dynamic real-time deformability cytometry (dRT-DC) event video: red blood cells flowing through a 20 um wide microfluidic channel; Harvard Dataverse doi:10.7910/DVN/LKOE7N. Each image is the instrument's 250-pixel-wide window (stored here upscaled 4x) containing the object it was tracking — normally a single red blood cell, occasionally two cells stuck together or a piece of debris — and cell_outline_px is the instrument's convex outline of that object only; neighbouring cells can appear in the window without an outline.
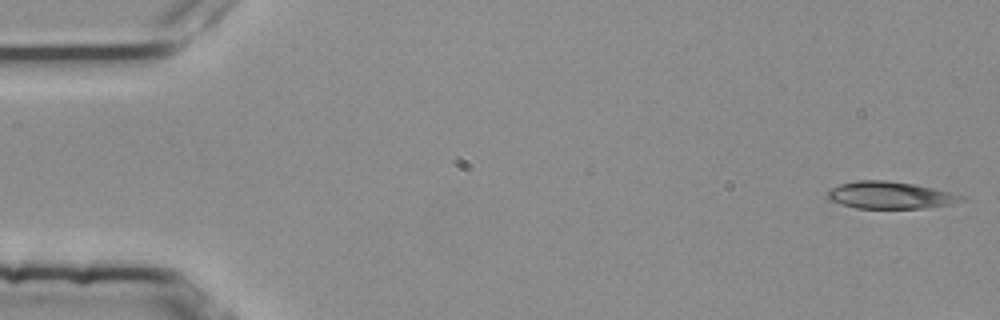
{"species": "common noctule bat (a hibernating species)", "species_latin": "Nyctalus noctula", "temperature_condition": "room temperature", "stored_images_in_passage": 11, "camera_frame_rate_fps": 3000, "um_per_image_px": 0.085, "animal": {"sex": "female", "body_mass_g": 25.1}, "frame": {"image": 1, "passage_image": 1, "time_ms": 0.0, "image_size_px": [1000, 320], "cell_outline_px": [[964, 200], [952, 204], [924, 208], [856, 208], [840, 204], [828, 200], [828, 192], [832, 188], [840, 184], [856, 180], [888, 180], [912, 184], [952, 192], [964, 196]], "centroid_in_image_um": [75.66, 16.59], "position_along_channel_um": 9.3, "area_um2": 21.1}}